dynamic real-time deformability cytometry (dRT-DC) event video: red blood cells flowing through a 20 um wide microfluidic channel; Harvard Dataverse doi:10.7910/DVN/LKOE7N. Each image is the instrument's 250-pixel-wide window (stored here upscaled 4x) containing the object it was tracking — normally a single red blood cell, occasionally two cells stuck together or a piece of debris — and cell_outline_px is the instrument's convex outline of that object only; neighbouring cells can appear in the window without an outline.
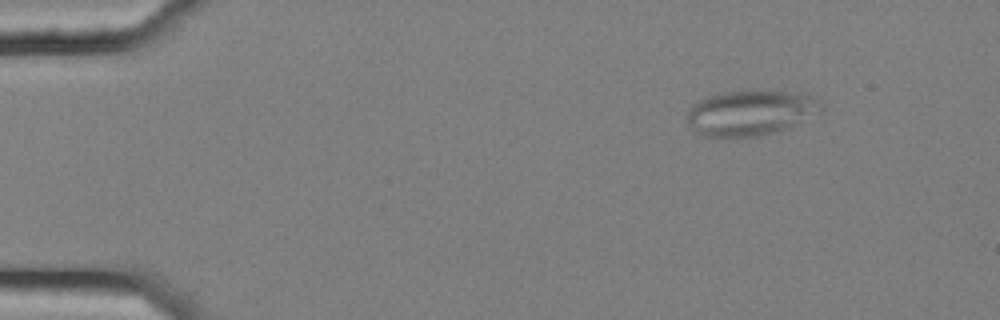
{"species": "common noctule bat (a hibernating species)", "species_latin": "Nyctalus noctula", "temperature_condition": "cold", "stored_images_in_passage": 5, "camera_frame_rate_fps": 3000, "um_per_image_px": 0.085, "animal": {"sex": "female", "body_mass_g": 25.1}, "frame": {"image": 1, "passage_image": 2, "time_ms": 0.333, "image_size_px": [1000, 320], "cell_outline_px": [[824, 108], [776, 132], [736, 140], [704, 136], [696, 132], [692, 128], [688, 120], [688, 112], [692, 104], [708, 96], [720, 92], [752, 88], [784, 92], [812, 96], [820, 100]], "centroid_in_image_um": [63.7, 9.59], "position_along_channel_um": 21.3, "area_um2": 35.78}}
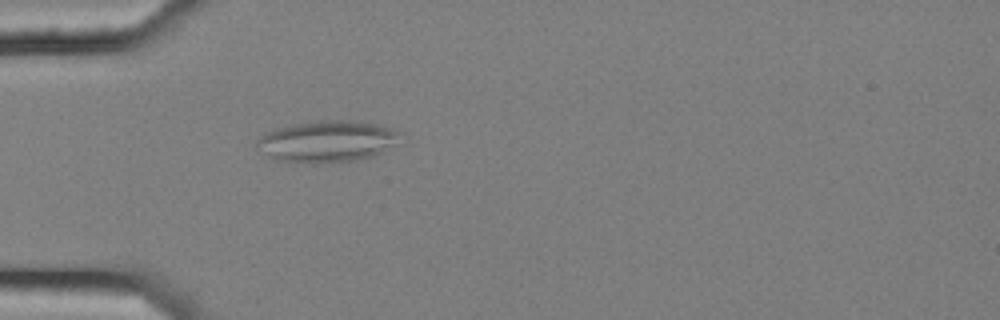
{"frame": {"image": 2, "passage_image": 5, "time_ms": 1.333, "image_size_px": [1000, 320], "cell_outline_px": [[400, 132], [392, 144], [380, 152], [372, 156], [356, 160], [312, 164], [276, 160], [256, 144], [256, 140], [260, 136], [276, 128], [312, 120], [360, 120], [392, 128]], "centroid_in_image_um": [27.78, 12.0], "position_along_channel_um": 57.2, "area_um2": 34.28}}